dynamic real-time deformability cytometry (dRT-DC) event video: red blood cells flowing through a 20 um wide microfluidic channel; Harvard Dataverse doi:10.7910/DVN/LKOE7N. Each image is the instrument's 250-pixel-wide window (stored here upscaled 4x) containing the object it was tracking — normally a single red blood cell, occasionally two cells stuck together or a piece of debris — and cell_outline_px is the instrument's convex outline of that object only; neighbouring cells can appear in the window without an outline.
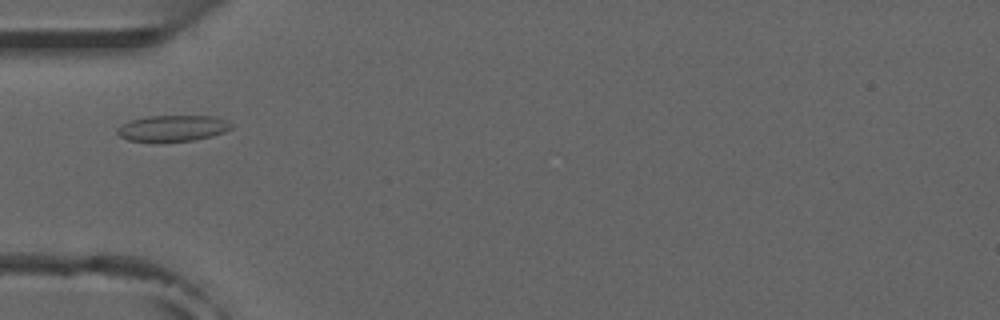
{"species": "common noctule bat (a hibernating species)", "species_latin": "Nyctalus noctula", "temperature_condition": "room temperature", "stored_images_in_passage": 5, "camera_frame_rate_fps": 3000, "um_per_image_px": 0.085, "animal": {"sex": "male", "forearm_length_mm": 52.5}, "frame": {"image": 1, "passage_image": 4, "time_ms": 3.667, "image_size_px": [1000, 320], "cell_outline_px": [[232, 128], [224, 132], [212, 136], [192, 140], [160, 144], [156, 144], [128, 140], [120, 136], [116, 132], [116, 128], [132, 120], [148, 116], [216, 116], [228, 120], [232, 124]], "centroid_in_image_um": [14.67, 10.94], "position_along_channel_um": 70.3, "area_um2": 17.92}}
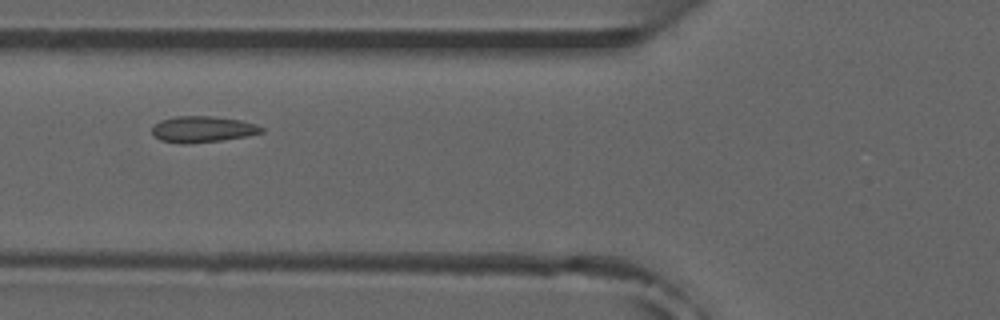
{"frame": {"image": 2, "passage_image": 5, "time_ms": 4.667, "image_size_px": [1000, 320], "cell_outline_px": [[264, 132], [244, 136], [220, 140], [184, 144], [160, 140], [152, 136], [152, 128], [160, 120], [176, 116], [212, 116], [240, 120], [256, 124], [264, 128]], "centroid_in_image_um": [17.19, 10.98], "position_along_channel_um": 108.6, "area_um2": 16.59}}